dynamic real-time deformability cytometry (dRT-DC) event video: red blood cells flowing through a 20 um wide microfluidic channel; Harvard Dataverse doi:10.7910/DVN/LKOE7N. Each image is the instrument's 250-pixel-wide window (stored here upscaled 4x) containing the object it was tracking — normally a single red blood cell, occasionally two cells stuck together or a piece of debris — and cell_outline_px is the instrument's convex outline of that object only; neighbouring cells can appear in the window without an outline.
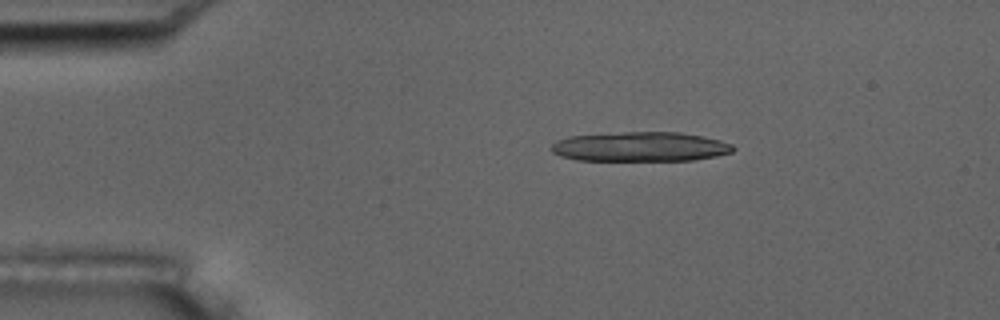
{"species": "common noctule bat (a hibernating species)", "species_latin": "Nyctalus noctula", "temperature_condition": "room temperature", "stored_images_in_passage": 5, "camera_frame_rate_fps": 3000, "um_per_image_px": 0.085, "animal": {"sex": "male", "body_mass_g": 17.5, "forearm_length_mm": 52.3}, "frame": {"image": 1, "passage_image": 3, "time_ms": 0.667, "image_size_px": [1000, 320], "cell_outline_px": [[736, 148], [732, 152], [716, 156], [692, 160], [576, 160], [560, 156], [552, 152], [552, 144], [556, 140], [568, 136], [624, 132], [680, 132], [704, 136], [720, 140], [732, 144]], "centroid_in_image_um": [54.43, 12.46], "position_along_channel_um": 30.6, "area_um2": 31.39}}